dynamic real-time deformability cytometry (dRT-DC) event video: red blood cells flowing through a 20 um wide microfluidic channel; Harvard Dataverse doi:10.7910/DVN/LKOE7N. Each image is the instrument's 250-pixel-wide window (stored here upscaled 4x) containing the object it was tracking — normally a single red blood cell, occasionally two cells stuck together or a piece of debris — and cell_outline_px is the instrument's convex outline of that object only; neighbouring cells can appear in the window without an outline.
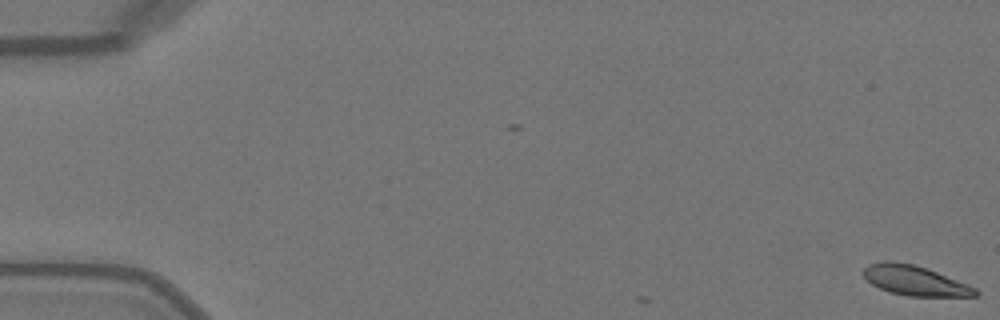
{"species": "Egyptian fruit bat (a non-hibernating species)", "species_latin": "Rousettus aegyptiacus", "temperature_condition": "warm", "stored_images_in_passage": 2, "camera_frame_rate_fps": 3000, "um_per_image_px": 0.085, "animal": {"sex": "female"}, "frame": {"image": 1, "passage_image": 2, "time_ms": 0.333, "image_size_px": [1000, 320], "cell_outline_px": [[980, 292], [976, 296], [908, 296], [888, 292], [872, 284], [860, 272], [868, 264], [884, 260], [888, 260], [912, 264], [928, 268], [968, 284], [976, 288]], "centroid_in_image_um": [77.75, 23.84], "position_along_channel_um": 7.3, "area_um2": 19.65}}